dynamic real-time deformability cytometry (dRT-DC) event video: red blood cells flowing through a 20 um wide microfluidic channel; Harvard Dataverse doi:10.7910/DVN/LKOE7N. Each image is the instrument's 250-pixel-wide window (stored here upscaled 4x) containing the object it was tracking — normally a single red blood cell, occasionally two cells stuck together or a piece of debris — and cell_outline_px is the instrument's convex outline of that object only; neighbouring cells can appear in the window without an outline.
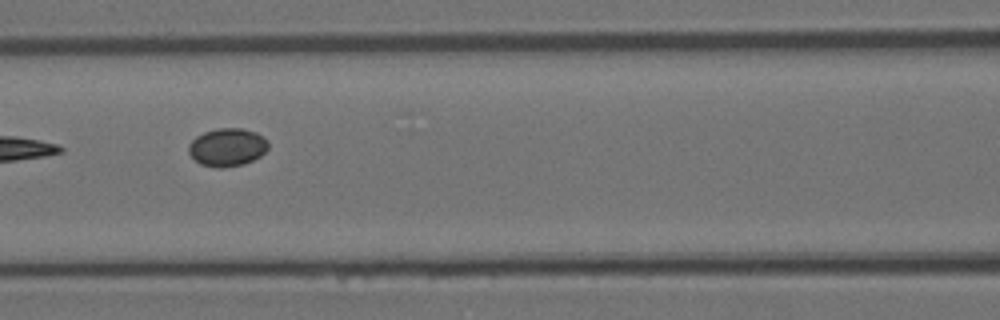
{"species": "Egyptian fruit bat (a non-hibernating species)", "species_latin": "Rousettus aegyptiacus", "temperature_condition": "room temperature", "stored_images_in_passage": 8, "segment_of_instrument_passage": [2, 2], "camera_frame_rate_fps": 3000, "um_per_image_px": 0.085, "animal": {"sex": "female"}, "frame": {"image": 1, "passage_image": 7, "time_ms": 7.0, "image_size_px": [1000, 320], "cell_outline_px": [[268, 148], [260, 156], [244, 164], [220, 168], [216, 168], [200, 164], [188, 152], [188, 144], [196, 136], [204, 132], [220, 128], [240, 128], [256, 132], [264, 136], [268, 140]], "centroid_in_image_um": [19.32, 12.51], "position_along_channel_um": 147.3, "area_um2": 17.69}}
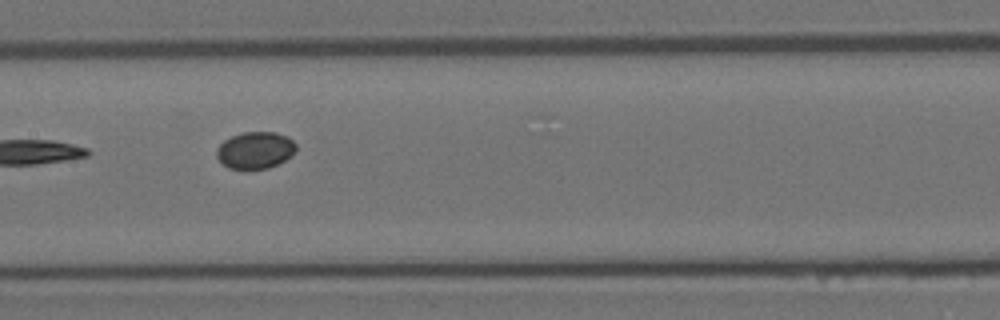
{"frame": {"image": 2, "passage_image": 8, "time_ms": 8.0, "image_size_px": [1000, 320], "cell_outline_px": [[296, 152], [284, 160], [268, 168], [228, 168], [216, 156], [216, 148], [224, 140], [232, 136], [244, 132], [276, 132], [288, 136], [296, 144]], "centroid_in_image_um": [21.7, 12.74], "position_along_channel_um": 185.7, "area_um2": 16.94}}